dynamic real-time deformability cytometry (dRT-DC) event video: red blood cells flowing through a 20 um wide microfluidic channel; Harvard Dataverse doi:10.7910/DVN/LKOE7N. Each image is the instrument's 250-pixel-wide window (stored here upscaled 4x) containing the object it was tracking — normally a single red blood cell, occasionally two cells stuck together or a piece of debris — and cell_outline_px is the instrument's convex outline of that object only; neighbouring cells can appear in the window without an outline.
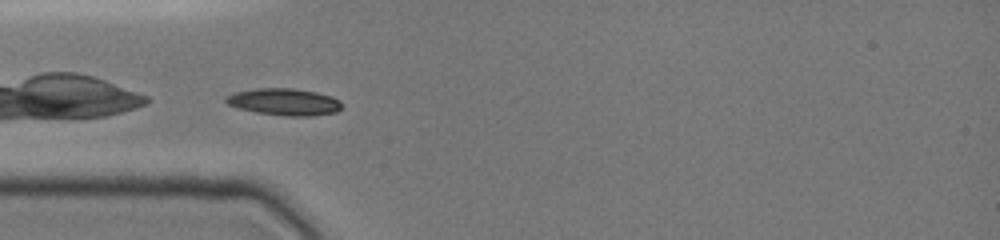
{"species": "common noctule bat (a hibernating species)", "species_latin": "Nyctalus noctula", "temperature_condition": "cold", "stored_images_in_passage": 30, "camera_frame_rate_fps": 3000, "um_per_image_px": 0.085, "animal": {"sex": "female", "body_mass_g": 19.0, "forearm_length_mm": 51.5}, "frame": {"image": 1, "passage_image": 1, "time_ms": 0.0, "image_size_px": [1000, 240], "cell_outline_px": [[340, 108], [336, 112], [312, 116], [288, 116], [256, 112], [240, 108], [228, 104], [224, 100], [224, 96], [232, 92], [256, 88], [296, 88], [316, 92], [332, 96], [340, 100]], "centroid_in_image_um": [24.13, 8.64], "position_along_channel_um": 60.9, "area_um2": 18.26}}
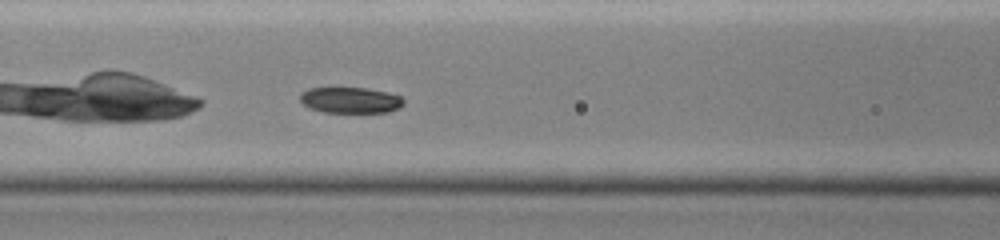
{"frame": {"image": 2, "passage_image": 8, "time_ms": 2.0, "image_size_px": [1000, 240], "cell_outline_px": [[404, 104], [400, 108], [388, 112], [324, 112], [308, 108], [300, 100], [300, 92], [308, 88], [364, 88], [388, 92], [400, 96], [404, 100]], "centroid_in_image_um": [29.78, 8.51], "position_along_channel_um": 136.8, "area_um2": 15.72}}
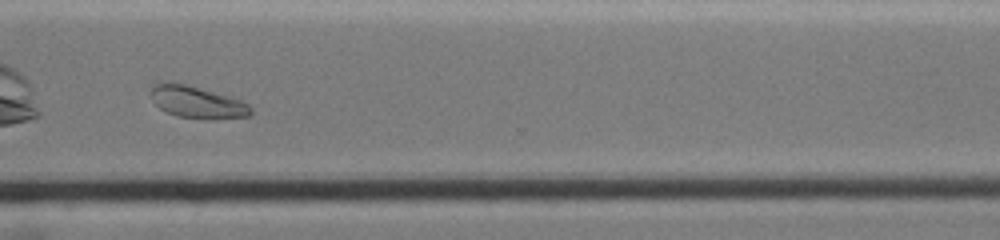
{"frame": {"image": 3, "passage_image": 23, "time_ms": 7.667, "image_size_px": [1000, 240], "cell_outline_px": [[252, 116], [212, 120], [204, 120], [176, 116], [160, 108], [152, 100], [152, 88], [160, 80], [172, 80], [188, 84], [240, 100], [248, 104], [252, 108]], "centroid_in_image_um": [16.75, 8.68], "position_along_channel_um": 353.8, "area_um2": 19.07}, "authors_computed_cell_mechanics": {"area_um2": 16.9065, "velocity_mm_per_s": 3.8318, "shape_relaxation_time_tau1_ms": 2.2483, "shape_relaxation_time_tau2_ms": null, "deformation_change_tau1": 0.0946, "deformation_change_tau2": null}}